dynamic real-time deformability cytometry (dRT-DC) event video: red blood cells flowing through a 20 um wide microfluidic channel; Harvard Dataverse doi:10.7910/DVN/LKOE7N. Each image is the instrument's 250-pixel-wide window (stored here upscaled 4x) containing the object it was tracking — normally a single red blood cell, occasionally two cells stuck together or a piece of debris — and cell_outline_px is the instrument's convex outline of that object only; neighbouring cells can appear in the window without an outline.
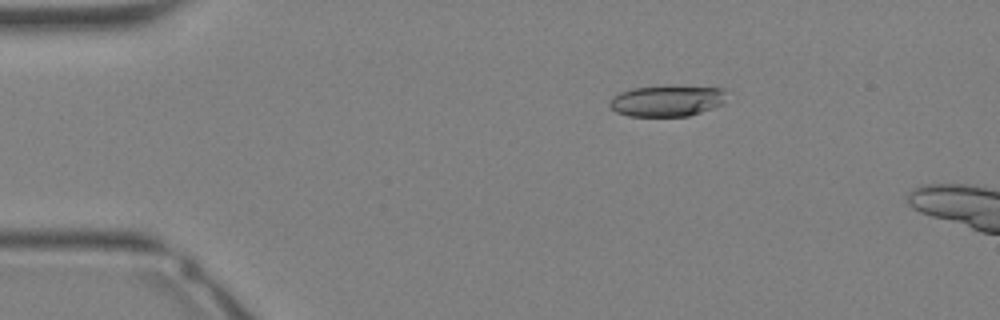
{"species": "Egyptian fruit bat (a non-hibernating species)", "species_latin": "Rousettus aegyptiacus", "temperature_condition": "warm", "stored_images_in_passage": 6, "camera_frame_rate_fps": 3000, "um_per_image_px": 0.085, "animal": {"sex": "female"}, "frame": {"image": 1, "passage_image": 2, "time_ms": 0.333, "image_size_px": [1000, 320], "cell_outline_px": [[724, 104], [688, 116], [628, 116], [616, 112], [608, 104], [612, 96], [620, 92], [632, 88], [672, 84], [724, 88]], "centroid_in_image_um": [56.68, 8.54], "position_along_channel_um": 28.3, "area_um2": 21.73}}